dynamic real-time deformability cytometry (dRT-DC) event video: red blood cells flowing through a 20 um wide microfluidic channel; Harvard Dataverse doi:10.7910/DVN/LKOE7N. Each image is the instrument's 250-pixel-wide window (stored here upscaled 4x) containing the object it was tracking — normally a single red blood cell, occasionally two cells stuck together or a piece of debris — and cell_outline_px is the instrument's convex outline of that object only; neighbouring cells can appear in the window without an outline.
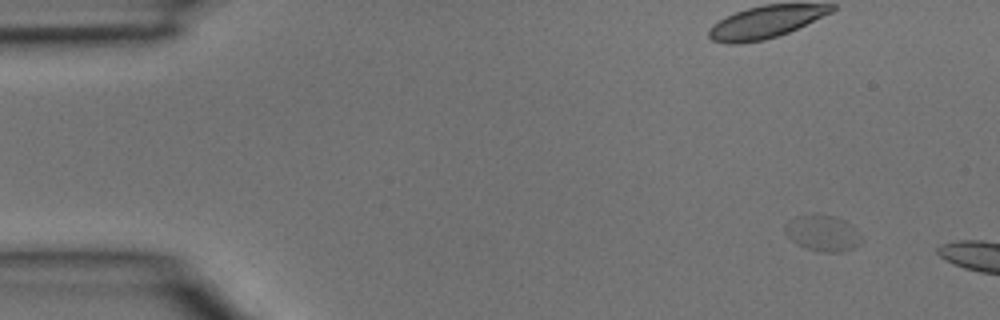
{"species": "common noctule bat (a hibernating species)", "species_latin": "Nyctalus noctula", "temperature_condition": "room temperature", "stored_images_in_passage": 4, "camera_frame_rate_fps": 3000, "um_per_image_px": 0.085, "animal": {"sex": "male", "body_mass_g": 15.6}, "frame": {"image": 1, "passage_image": 1, "time_ms": 0.0, "image_size_px": [1000, 320], "cell_outline_px": [[860, 244], [852, 248], [840, 252], [824, 252], [804, 248], [796, 244], [784, 232], [784, 224], [788, 220], [796, 216], [836, 216], [852, 224], [860, 232]], "centroid_in_image_um": [69.92, 19.83], "position_along_channel_um": 15.1, "area_um2": 15.95}}